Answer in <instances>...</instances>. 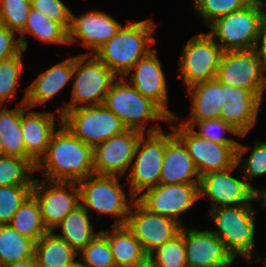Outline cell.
<instances>
[{"label": "cell", "instance_id": "6da1fadb", "mask_svg": "<svg viewBox=\"0 0 266 267\" xmlns=\"http://www.w3.org/2000/svg\"><path fill=\"white\" fill-rule=\"evenodd\" d=\"M45 155L35 166L47 181L77 182L94 174L93 148L77 138L60 120Z\"/></svg>", "mask_w": 266, "mask_h": 267}, {"label": "cell", "instance_id": "7a4b0ae2", "mask_svg": "<svg viewBox=\"0 0 266 267\" xmlns=\"http://www.w3.org/2000/svg\"><path fill=\"white\" fill-rule=\"evenodd\" d=\"M156 26L150 19L129 21L94 55L117 77H124L137 61L153 50L156 38L151 34Z\"/></svg>", "mask_w": 266, "mask_h": 267}, {"label": "cell", "instance_id": "3957f363", "mask_svg": "<svg viewBox=\"0 0 266 267\" xmlns=\"http://www.w3.org/2000/svg\"><path fill=\"white\" fill-rule=\"evenodd\" d=\"M103 105L112 111L127 129H134L142 133L161 131V126L148 127L150 121H164L173 123L179 117L170 118L156 103L143 96L124 77H118L105 96Z\"/></svg>", "mask_w": 266, "mask_h": 267}, {"label": "cell", "instance_id": "277c9868", "mask_svg": "<svg viewBox=\"0 0 266 267\" xmlns=\"http://www.w3.org/2000/svg\"><path fill=\"white\" fill-rule=\"evenodd\" d=\"M256 209L251 204L221 206L210 209L209 216L218 230H211L236 259L242 257L248 264L254 263Z\"/></svg>", "mask_w": 266, "mask_h": 267}, {"label": "cell", "instance_id": "5b68a950", "mask_svg": "<svg viewBox=\"0 0 266 267\" xmlns=\"http://www.w3.org/2000/svg\"><path fill=\"white\" fill-rule=\"evenodd\" d=\"M266 6L247 4L243 8L217 18L207 27L208 34L226 51L255 49L262 24L266 21Z\"/></svg>", "mask_w": 266, "mask_h": 267}, {"label": "cell", "instance_id": "8992f818", "mask_svg": "<svg viewBox=\"0 0 266 267\" xmlns=\"http://www.w3.org/2000/svg\"><path fill=\"white\" fill-rule=\"evenodd\" d=\"M91 57V58H89ZM71 99L62 104L58 119L71 109L103 104L104 99L117 76L108 69L94 54L74 56Z\"/></svg>", "mask_w": 266, "mask_h": 267}, {"label": "cell", "instance_id": "52a82bcc", "mask_svg": "<svg viewBox=\"0 0 266 267\" xmlns=\"http://www.w3.org/2000/svg\"><path fill=\"white\" fill-rule=\"evenodd\" d=\"M119 176L92 174L85 179L77 181L79 188V201L89 213V208L100 215L116 217L112 226L124 225L134 197L128 200L123 190ZM133 198V200H132Z\"/></svg>", "mask_w": 266, "mask_h": 267}, {"label": "cell", "instance_id": "ba28073f", "mask_svg": "<svg viewBox=\"0 0 266 267\" xmlns=\"http://www.w3.org/2000/svg\"><path fill=\"white\" fill-rule=\"evenodd\" d=\"M165 148L164 130L140 136L126 182L130 186V197L136 198L146 189L159 184Z\"/></svg>", "mask_w": 266, "mask_h": 267}, {"label": "cell", "instance_id": "9c48e42d", "mask_svg": "<svg viewBox=\"0 0 266 267\" xmlns=\"http://www.w3.org/2000/svg\"><path fill=\"white\" fill-rule=\"evenodd\" d=\"M62 123L92 148L127 129L103 104L67 110Z\"/></svg>", "mask_w": 266, "mask_h": 267}, {"label": "cell", "instance_id": "30bf717a", "mask_svg": "<svg viewBox=\"0 0 266 267\" xmlns=\"http://www.w3.org/2000/svg\"><path fill=\"white\" fill-rule=\"evenodd\" d=\"M222 53V48L208 33L192 36L179 60V77L186 88L214 79Z\"/></svg>", "mask_w": 266, "mask_h": 267}, {"label": "cell", "instance_id": "8fae6325", "mask_svg": "<svg viewBox=\"0 0 266 267\" xmlns=\"http://www.w3.org/2000/svg\"><path fill=\"white\" fill-rule=\"evenodd\" d=\"M169 127L186 146L200 177L209 172L229 169L236 164L238 145H222L206 140L182 123Z\"/></svg>", "mask_w": 266, "mask_h": 267}, {"label": "cell", "instance_id": "7c38bea8", "mask_svg": "<svg viewBox=\"0 0 266 267\" xmlns=\"http://www.w3.org/2000/svg\"><path fill=\"white\" fill-rule=\"evenodd\" d=\"M135 199L148 211L170 217L184 226L181 214L199 198V183L162 184L146 189Z\"/></svg>", "mask_w": 266, "mask_h": 267}, {"label": "cell", "instance_id": "4fadbf2b", "mask_svg": "<svg viewBox=\"0 0 266 267\" xmlns=\"http://www.w3.org/2000/svg\"><path fill=\"white\" fill-rule=\"evenodd\" d=\"M75 185L76 182L34 179L32 195L39 204L42 220L48 231H53L80 204L79 188Z\"/></svg>", "mask_w": 266, "mask_h": 267}, {"label": "cell", "instance_id": "5bb4252c", "mask_svg": "<svg viewBox=\"0 0 266 267\" xmlns=\"http://www.w3.org/2000/svg\"><path fill=\"white\" fill-rule=\"evenodd\" d=\"M238 167L237 163L226 170L209 172L200 177L199 198L210 199L211 209L221 206H235L252 204L256 198L257 187L243 180L235 178L231 173Z\"/></svg>", "mask_w": 266, "mask_h": 267}, {"label": "cell", "instance_id": "9a60e30c", "mask_svg": "<svg viewBox=\"0 0 266 267\" xmlns=\"http://www.w3.org/2000/svg\"><path fill=\"white\" fill-rule=\"evenodd\" d=\"M124 225L147 254L175 237L182 227L170 217L148 211L136 199L130 206Z\"/></svg>", "mask_w": 266, "mask_h": 267}, {"label": "cell", "instance_id": "2e32d148", "mask_svg": "<svg viewBox=\"0 0 266 267\" xmlns=\"http://www.w3.org/2000/svg\"><path fill=\"white\" fill-rule=\"evenodd\" d=\"M222 84L264 93L266 76L256 51H226L220 58L216 77Z\"/></svg>", "mask_w": 266, "mask_h": 267}, {"label": "cell", "instance_id": "e0dca14e", "mask_svg": "<svg viewBox=\"0 0 266 267\" xmlns=\"http://www.w3.org/2000/svg\"><path fill=\"white\" fill-rule=\"evenodd\" d=\"M143 133L126 129L93 148L94 174L122 176L130 169L135 148Z\"/></svg>", "mask_w": 266, "mask_h": 267}, {"label": "cell", "instance_id": "ac0fdd59", "mask_svg": "<svg viewBox=\"0 0 266 267\" xmlns=\"http://www.w3.org/2000/svg\"><path fill=\"white\" fill-rule=\"evenodd\" d=\"M188 267H230L235 259L222 241L210 230L182 226Z\"/></svg>", "mask_w": 266, "mask_h": 267}, {"label": "cell", "instance_id": "d6986e66", "mask_svg": "<svg viewBox=\"0 0 266 267\" xmlns=\"http://www.w3.org/2000/svg\"><path fill=\"white\" fill-rule=\"evenodd\" d=\"M155 52L153 49L137 61L124 78L143 96L156 103L170 118H176V114L167 108L169 99L166 77ZM130 73L132 75L128 77Z\"/></svg>", "mask_w": 266, "mask_h": 267}, {"label": "cell", "instance_id": "ffe728a7", "mask_svg": "<svg viewBox=\"0 0 266 267\" xmlns=\"http://www.w3.org/2000/svg\"><path fill=\"white\" fill-rule=\"evenodd\" d=\"M121 26L115 18L102 11L85 12L79 17L71 13L68 43L71 45L80 41V45L91 50L84 54L91 55L109 41Z\"/></svg>", "mask_w": 266, "mask_h": 267}, {"label": "cell", "instance_id": "44dd1931", "mask_svg": "<svg viewBox=\"0 0 266 267\" xmlns=\"http://www.w3.org/2000/svg\"><path fill=\"white\" fill-rule=\"evenodd\" d=\"M22 104L21 127L26 155L37 164L45 155L55 132L56 118L53 112H36Z\"/></svg>", "mask_w": 266, "mask_h": 267}, {"label": "cell", "instance_id": "7402d4cb", "mask_svg": "<svg viewBox=\"0 0 266 267\" xmlns=\"http://www.w3.org/2000/svg\"><path fill=\"white\" fill-rule=\"evenodd\" d=\"M263 94L227 85L228 101L221 108L220 118L246 135L256 125Z\"/></svg>", "mask_w": 266, "mask_h": 267}, {"label": "cell", "instance_id": "603a6c76", "mask_svg": "<svg viewBox=\"0 0 266 267\" xmlns=\"http://www.w3.org/2000/svg\"><path fill=\"white\" fill-rule=\"evenodd\" d=\"M166 133V148L160 181L162 184L199 183L200 175L184 143L174 134Z\"/></svg>", "mask_w": 266, "mask_h": 267}, {"label": "cell", "instance_id": "cb8c5ba5", "mask_svg": "<svg viewBox=\"0 0 266 267\" xmlns=\"http://www.w3.org/2000/svg\"><path fill=\"white\" fill-rule=\"evenodd\" d=\"M188 97L192 100L190 118L182 124L190 127L196 121L220 118L221 108L228 101L227 84L216 78L200 82L187 88Z\"/></svg>", "mask_w": 266, "mask_h": 267}, {"label": "cell", "instance_id": "d4e9b609", "mask_svg": "<svg viewBox=\"0 0 266 267\" xmlns=\"http://www.w3.org/2000/svg\"><path fill=\"white\" fill-rule=\"evenodd\" d=\"M73 71L74 57L53 65L48 70L40 73L31 85L25 89L21 102H25L30 108L44 105L46 101L53 99L64 89L72 79Z\"/></svg>", "mask_w": 266, "mask_h": 267}, {"label": "cell", "instance_id": "484cf974", "mask_svg": "<svg viewBox=\"0 0 266 267\" xmlns=\"http://www.w3.org/2000/svg\"><path fill=\"white\" fill-rule=\"evenodd\" d=\"M101 231L108 239L116 267H136L148 258L140 242L125 225Z\"/></svg>", "mask_w": 266, "mask_h": 267}, {"label": "cell", "instance_id": "4316f807", "mask_svg": "<svg viewBox=\"0 0 266 267\" xmlns=\"http://www.w3.org/2000/svg\"><path fill=\"white\" fill-rule=\"evenodd\" d=\"M59 227L61 234L55 231ZM93 229L89 213L79 204L66 215L53 232L78 253L99 233Z\"/></svg>", "mask_w": 266, "mask_h": 267}, {"label": "cell", "instance_id": "83f0119b", "mask_svg": "<svg viewBox=\"0 0 266 267\" xmlns=\"http://www.w3.org/2000/svg\"><path fill=\"white\" fill-rule=\"evenodd\" d=\"M79 254L53 231L35 242L34 258L39 267H64L76 262Z\"/></svg>", "mask_w": 266, "mask_h": 267}, {"label": "cell", "instance_id": "f1b7e54d", "mask_svg": "<svg viewBox=\"0 0 266 267\" xmlns=\"http://www.w3.org/2000/svg\"><path fill=\"white\" fill-rule=\"evenodd\" d=\"M26 33H30L37 40L39 39L45 43L69 44L68 31L61 24L50 20L47 16L32 8L29 11L23 30L19 33L18 40L24 51L28 48Z\"/></svg>", "mask_w": 266, "mask_h": 267}, {"label": "cell", "instance_id": "f546056e", "mask_svg": "<svg viewBox=\"0 0 266 267\" xmlns=\"http://www.w3.org/2000/svg\"><path fill=\"white\" fill-rule=\"evenodd\" d=\"M22 104L12 109H1L0 106V137L3 144L4 156L30 159L25 152L21 115Z\"/></svg>", "mask_w": 266, "mask_h": 267}, {"label": "cell", "instance_id": "4dcf8cb0", "mask_svg": "<svg viewBox=\"0 0 266 267\" xmlns=\"http://www.w3.org/2000/svg\"><path fill=\"white\" fill-rule=\"evenodd\" d=\"M8 225L35 242L48 232L42 220L39 204L32 194L13 214Z\"/></svg>", "mask_w": 266, "mask_h": 267}, {"label": "cell", "instance_id": "1f68e13d", "mask_svg": "<svg viewBox=\"0 0 266 267\" xmlns=\"http://www.w3.org/2000/svg\"><path fill=\"white\" fill-rule=\"evenodd\" d=\"M35 241L8 224L0 225V267L34 257Z\"/></svg>", "mask_w": 266, "mask_h": 267}, {"label": "cell", "instance_id": "d6a6232c", "mask_svg": "<svg viewBox=\"0 0 266 267\" xmlns=\"http://www.w3.org/2000/svg\"><path fill=\"white\" fill-rule=\"evenodd\" d=\"M35 166L31 159L0 156V187L33 185Z\"/></svg>", "mask_w": 266, "mask_h": 267}, {"label": "cell", "instance_id": "836d02e7", "mask_svg": "<svg viewBox=\"0 0 266 267\" xmlns=\"http://www.w3.org/2000/svg\"><path fill=\"white\" fill-rule=\"evenodd\" d=\"M253 150L247 159L242 158L243 154L248 150V147L242 143H238L237 148V165L239 173L243 175L247 182L251 185V179L263 176L266 174V142L254 141Z\"/></svg>", "mask_w": 266, "mask_h": 267}, {"label": "cell", "instance_id": "e575fe53", "mask_svg": "<svg viewBox=\"0 0 266 267\" xmlns=\"http://www.w3.org/2000/svg\"><path fill=\"white\" fill-rule=\"evenodd\" d=\"M22 49L17 55L0 62V105L12 100L17 94V86L20 83V76L23 73L24 64Z\"/></svg>", "mask_w": 266, "mask_h": 267}, {"label": "cell", "instance_id": "d590c367", "mask_svg": "<svg viewBox=\"0 0 266 267\" xmlns=\"http://www.w3.org/2000/svg\"><path fill=\"white\" fill-rule=\"evenodd\" d=\"M185 243L180 232L168 242L155 248L148 254V258L157 267H188L185 256Z\"/></svg>", "mask_w": 266, "mask_h": 267}, {"label": "cell", "instance_id": "8d00e7d4", "mask_svg": "<svg viewBox=\"0 0 266 267\" xmlns=\"http://www.w3.org/2000/svg\"><path fill=\"white\" fill-rule=\"evenodd\" d=\"M80 253L82 267H116L108 239L101 231L78 252Z\"/></svg>", "mask_w": 266, "mask_h": 267}, {"label": "cell", "instance_id": "74e56055", "mask_svg": "<svg viewBox=\"0 0 266 267\" xmlns=\"http://www.w3.org/2000/svg\"><path fill=\"white\" fill-rule=\"evenodd\" d=\"M199 127V130H195V127ZM193 131L204 137L206 140H211L222 145H238V141L232 138L224 136L225 133L244 137L245 134H240L231 124L225 122L222 118L210 119L204 121H196L191 126ZM223 133V134H222Z\"/></svg>", "mask_w": 266, "mask_h": 267}, {"label": "cell", "instance_id": "f35d334b", "mask_svg": "<svg viewBox=\"0 0 266 267\" xmlns=\"http://www.w3.org/2000/svg\"><path fill=\"white\" fill-rule=\"evenodd\" d=\"M33 185L0 187V225L8 224L13 214L32 194Z\"/></svg>", "mask_w": 266, "mask_h": 267}, {"label": "cell", "instance_id": "ab89813d", "mask_svg": "<svg viewBox=\"0 0 266 267\" xmlns=\"http://www.w3.org/2000/svg\"><path fill=\"white\" fill-rule=\"evenodd\" d=\"M31 9L30 0H0V24L20 33Z\"/></svg>", "mask_w": 266, "mask_h": 267}, {"label": "cell", "instance_id": "60d3db41", "mask_svg": "<svg viewBox=\"0 0 266 267\" xmlns=\"http://www.w3.org/2000/svg\"><path fill=\"white\" fill-rule=\"evenodd\" d=\"M247 3L244 0H193L195 11L200 14L205 25L214 20L243 8Z\"/></svg>", "mask_w": 266, "mask_h": 267}, {"label": "cell", "instance_id": "b9f144b4", "mask_svg": "<svg viewBox=\"0 0 266 267\" xmlns=\"http://www.w3.org/2000/svg\"><path fill=\"white\" fill-rule=\"evenodd\" d=\"M30 2L32 9L61 24L68 31L72 12L61 0H30Z\"/></svg>", "mask_w": 266, "mask_h": 267}, {"label": "cell", "instance_id": "7bdbcfd3", "mask_svg": "<svg viewBox=\"0 0 266 267\" xmlns=\"http://www.w3.org/2000/svg\"><path fill=\"white\" fill-rule=\"evenodd\" d=\"M15 36L14 31L0 24V62L17 55L22 50L20 42Z\"/></svg>", "mask_w": 266, "mask_h": 267}, {"label": "cell", "instance_id": "ee69618b", "mask_svg": "<svg viewBox=\"0 0 266 267\" xmlns=\"http://www.w3.org/2000/svg\"><path fill=\"white\" fill-rule=\"evenodd\" d=\"M254 50L258 55L263 72L266 76V21L261 26L260 33Z\"/></svg>", "mask_w": 266, "mask_h": 267}, {"label": "cell", "instance_id": "f6af8a7d", "mask_svg": "<svg viewBox=\"0 0 266 267\" xmlns=\"http://www.w3.org/2000/svg\"><path fill=\"white\" fill-rule=\"evenodd\" d=\"M3 267H39V266L37 265L35 258L32 257L24 261H18L15 263L7 264Z\"/></svg>", "mask_w": 266, "mask_h": 267}, {"label": "cell", "instance_id": "bcb514c9", "mask_svg": "<svg viewBox=\"0 0 266 267\" xmlns=\"http://www.w3.org/2000/svg\"><path fill=\"white\" fill-rule=\"evenodd\" d=\"M256 198L261 201V207L266 208V187L263 189L257 188Z\"/></svg>", "mask_w": 266, "mask_h": 267}, {"label": "cell", "instance_id": "7dc6e473", "mask_svg": "<svg viewBox=\"0 0 266 267\" xmlns=\"http://www.w3.org/2000/svg\"><path fill=\"white\" fill-rule=\"evenodd\" d=\"M136 267H157L149 258L138 264Z\"/></svg>", "mask_w": 266, "mask_h": 267}, {"label": "cell", "instance_id": "c3c4849f", "mask_svg": "<svg viewBox=\"0 0 266 267\" xmlns=\"http://www.w3.org/2000/svg\"><path fill=\"white\" fill-rule=\"evenodd\" d=\"M247 4H257L266 6V0H244Z\"/></svg>", "mask_w": 266, "mask_h": 267}, {"label": "cell", "instance_id": "681fc988", "mask_svg": "<svg viewBox=\"0 0 266 267\" xmlns=\"http://www.w3.org/2000/svg\"><path fill=\"white\" fill-rule=\"evenodd\" d=\"M258 255V257L256 258V260H255V263H259L260 261L261 262H263L265 265V267H266V258H261V256H259V254H257Z\"/></svg>", "mask_w": 266, "mask_h": 267}, {"label": "cell", "instance_id": "f907efd6", "mask_svg": "<svg viewBox=\"0 0 266 267\" xmlns=\"http://www.w3.org/2000/svg\"><path fill=\"white\" fill-rule=\"evenodd\" d=\"M64 267H82V266H81L80 260H77L73 264L67 265V266H64Z\"/></svg>", "mask_w": 266, "mask_h": 267}, {"label": "cell", "instance_id": "816d5d0a", "mask_svg": "<svg viewBox=\"0 0 266 267\" xmlns=\"http://www.w3.org/2000/svg\"><path fill=\"white\" fill-rule=\"evenodd\" d=\"M3 155H4V149H3V144H2L1 137H0V156H3Z\"/></svg>", "mask_w": 266, "mask_h": 267}]
</instances>
